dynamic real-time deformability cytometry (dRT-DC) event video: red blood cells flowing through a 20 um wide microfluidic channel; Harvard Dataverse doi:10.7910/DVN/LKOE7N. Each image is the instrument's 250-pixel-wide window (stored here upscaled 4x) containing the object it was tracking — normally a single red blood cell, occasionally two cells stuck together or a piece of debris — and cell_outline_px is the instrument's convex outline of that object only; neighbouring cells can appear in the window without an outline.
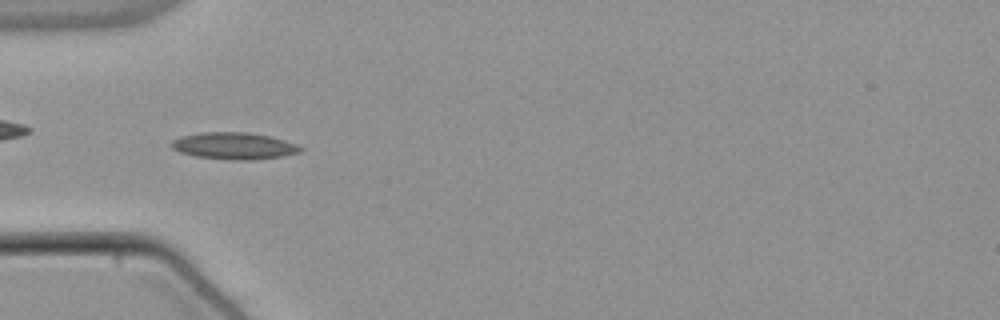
{"species": "common noctule bat (a hibernating species)", "species_latin": "Nyctalus noctula", "temperature_condition": "warm", "stored_images_in_passage": 52, "camera_frame_rate_fps": 3000, "um_per_image_px": 0.085, "animal": {"sex": "male", "body_mass_g": 21.5, "forearm_length_mm": 52.0}, "frame": {"image": 1, "passage_image": 16, "time_ms": 5.0, "image_size_px": [1000, 320], "cell_outline_px": [[284, 152], [268, 156], [212, 156], [192, 152], [180, 148], [200, 136], [256, 136], [268, 140]], "centroid_in_image_um": [19.75, 12.44], "position_along_channel_um": 65.2, "area_um2": 11.79}}
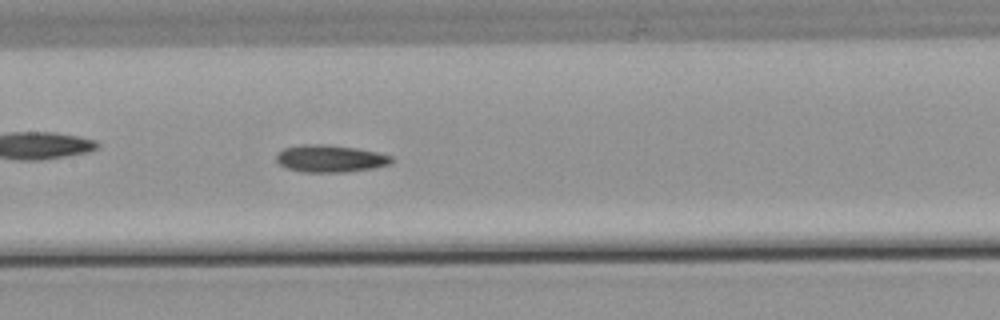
{"frame": {"image": 2, "passage_image": 25, "time_ms": 8.0, "image_size_px": [1000, 320], "cell_outline_px": [[388, 160], [376, 164], [352, 168], [300, 168], [288, 164], [280, 160], [280, 156], [284, 152], [296, 148], [336, 148], [364, 152], [380, 156]], "centroid_in_image_um": [27.97, 13.45], "position_along_channel_um": 179.4, "area_um2": 12.2}}
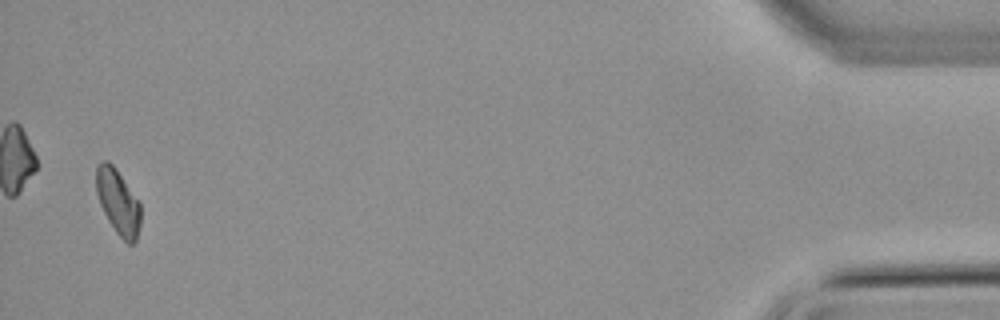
{"frame": {"image": 3, "passage_image": 51, "time_ms": 16.667, "image_size_px": [1000, 320], "cell_outline_px": [[140, 216], [136, 232], [132, 240], [120, 232], [116, 228], [108, 216], [100, 196], [96, 180], [96, 176], [108, 164], [116, 172], [136, 200], [140, 208]], "centroid_in_image_um": [10.07, 17.17], "position_along_channel_um": 425.1, "area_um2": 13.35}}